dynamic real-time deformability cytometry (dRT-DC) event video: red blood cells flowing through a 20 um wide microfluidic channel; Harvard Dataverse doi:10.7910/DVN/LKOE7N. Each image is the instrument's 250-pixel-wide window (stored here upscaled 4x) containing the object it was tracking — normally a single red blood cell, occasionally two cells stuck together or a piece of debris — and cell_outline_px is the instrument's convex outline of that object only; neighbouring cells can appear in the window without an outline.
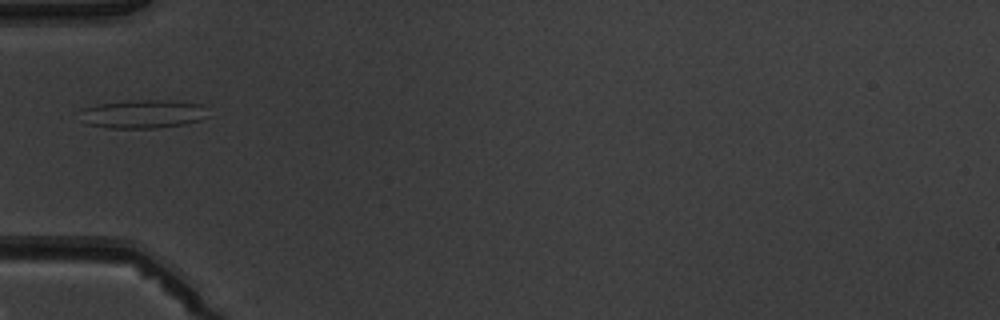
{"species": "common noctule bat (a hibernating species)", "species_latin": "Nyctalus noctula", "temperature_condition": "warm", "stored_images_in_passage": 5, "camera_frame_rate_fps": 3000, "um_per_image_px": 0.085, "animal": {"sex": "male", "body_mass_g": 19.5, "forearm_length_mm": 54.6}, "frame": {"image": 1, "passage_image": 5, "time_ms": 4.667, "image_size_px": [1000, 320], "cell_outline_px": [[208, 116], [200, 120], [184, 124], [156, 128], [108, 128], [84, 124], [80, 108], [96, 104], [132, 100], [168, 100], [204, 104]], "centroid_in_image_um": [12.14, 9.68], "position_along_channel_um": 72.9, "area_um2": 21.5}}